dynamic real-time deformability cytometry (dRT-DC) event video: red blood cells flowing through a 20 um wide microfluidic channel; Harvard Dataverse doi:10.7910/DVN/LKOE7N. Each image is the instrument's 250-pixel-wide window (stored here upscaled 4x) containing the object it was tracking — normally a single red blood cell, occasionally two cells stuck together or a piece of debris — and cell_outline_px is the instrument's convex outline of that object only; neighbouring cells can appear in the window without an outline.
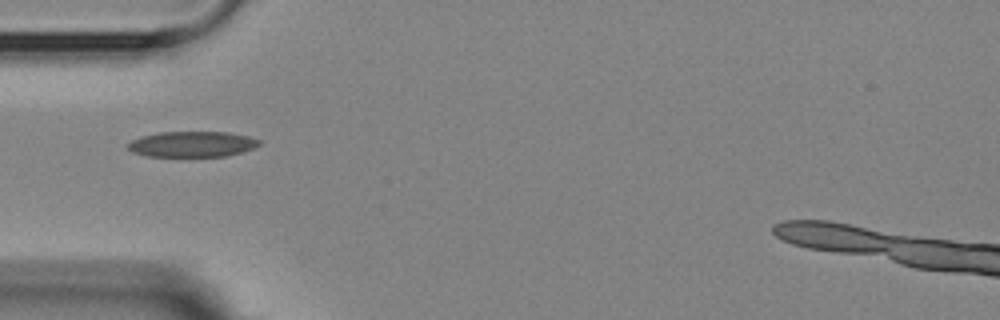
{"species": "Egyptian fruit bat (a non-hibernating species)", "species_latin": "Rousettus aegyptiacus", "temperature_condition": "room temperature", "stored_images_in_passage": 1, "camera_frame_rate_fps": 3000, "um_per_image_px": 0.085, "animal": {"sex": "female"}, "frame": {"image": 1, "passage_image": 1, "time_ms": 0.0, "image_size_px": [1000, 320], "cell_outline_px": [[260, 144], [252, 148], [240, 152], [224, 156], [144, 156], [132, 152], [124, 148], [124, 144], [140, 136], [160, 132], [228, 132], [248, 136], [260, 140]], "centroid_in_image_um": [16.23, 12.25], "position_along_channel_um": 68.8, "area_um2": 19.71}}